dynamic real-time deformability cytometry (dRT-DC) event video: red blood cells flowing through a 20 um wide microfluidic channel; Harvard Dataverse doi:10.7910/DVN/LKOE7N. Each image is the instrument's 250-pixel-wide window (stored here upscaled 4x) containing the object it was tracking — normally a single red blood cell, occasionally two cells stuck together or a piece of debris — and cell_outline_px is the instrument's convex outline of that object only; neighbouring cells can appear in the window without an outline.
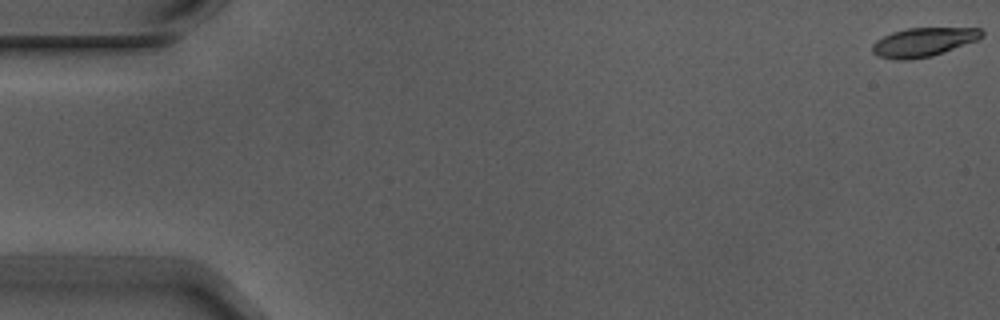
{"species": "Egyptian fruit bat (a non-hibernating species)", "species_latin": "Rousettus aegyptiacus", "temperature_condition": "warm", "stored_images_in_passage": 6, "camera_frame_rate_fps": 3000, "um_per_image_px": 0.085, "animal": {"sex": "male"}, "frame": {"image": 1, "passage_image": 1, "time_ms": 0.0, "image_size_px": [1000, 320], "cell_outline_px": [[984, 36], [976, 40], [944, 52], [932, 56], [908, 60], [896, 60], [880, 56], [872, 52], [872, 44], [876, 40], [892, 32], [908, 28], [980, 28], [984, 32]], "centroid_in_image_um": [78.48, 3.58], "position_along_channel_um": 6.5, "area_um2": 18.32}}